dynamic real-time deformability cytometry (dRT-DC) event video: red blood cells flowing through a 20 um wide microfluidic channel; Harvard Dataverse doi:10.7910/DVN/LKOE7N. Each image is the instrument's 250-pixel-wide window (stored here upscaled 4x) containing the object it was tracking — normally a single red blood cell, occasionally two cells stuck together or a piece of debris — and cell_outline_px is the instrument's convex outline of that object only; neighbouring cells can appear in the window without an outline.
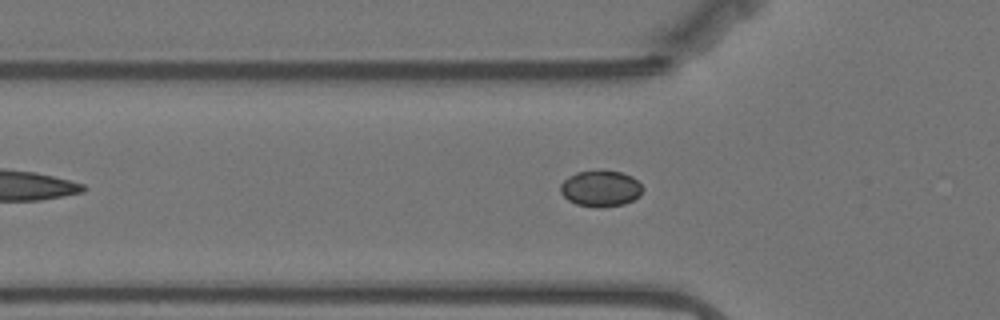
{"species": "Egyptian fruit bat (a non-hibernating species)", "species_latin": "Rousettus aegyptiacus", "temperature_condition": "warm", "stored_images_in_passage": 19, "camera_frame_rate_fps": 3000, "um_per_image_px": 0.085, "animal": {"sex": "female"}, "frame": {"image": 1, "passage_image": 6, "time_ms": 1.667, "image_size_px": [1000, 320], "cell_outline_px": [[644, 188], [640, 196], [624, 204], [600, 208], [596, 208], [576, 204], [568, 200], [560, 192], [560, 184], [568, 176], [576, 172], [620, 172], [632, 176]], "centroid_in_image_um": [51.05, 16.05], "position_along_channel_um": 74.8, "area_um2": 17.17}}
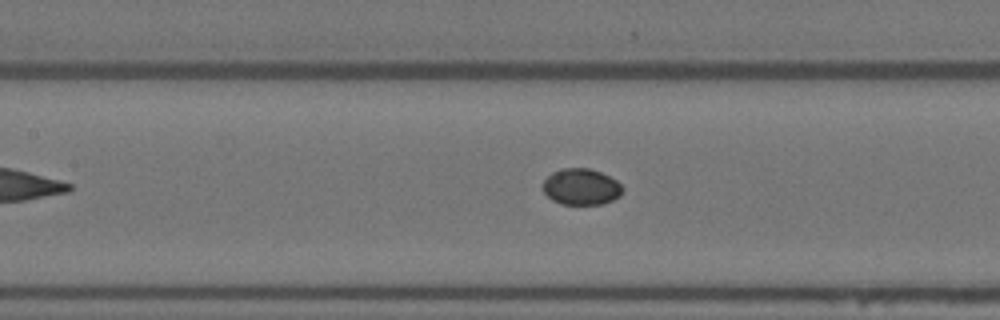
{"frame": {"image": 2, "passage_image": 13, "time_ms": 4.0, "image_size_px": [1000, 320], "cell_outline_px": [[624, 188], [620, 196], [604, 204], [560, 204], [552, 200], [544, 192], [540, 184], [552, 172], [560, 168], [588, 168], [600, 172], [616, 180]], "centroid_in_image_um": [49.37, 15.88], "position_along_channel_um": 158.0, "area_um2": 16.99}}
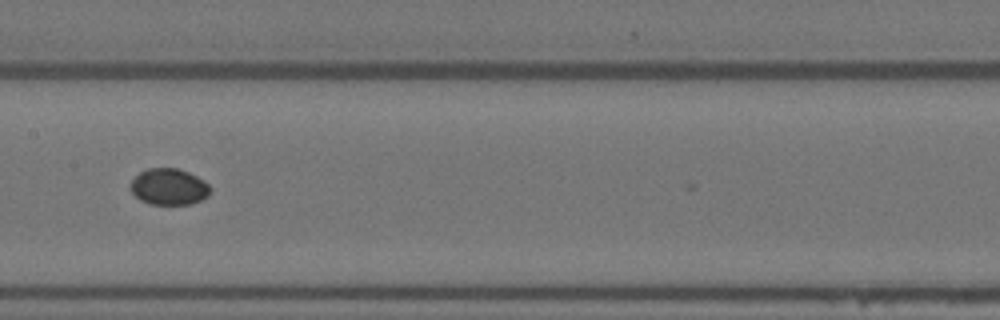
{"frame": {"image": 3, "passage_image": 16, "time_ms": 5.0, "image_size_px": [1000, 320], "cell_outline_px": [[212, 188], [208, 196], [192, 204], [148, 204], [140, 200], [128, 188], [128, 184], [140, 172], [148, 168], [176, 168], [188, 172], [204, 180]], "centroid_in_image_um": [14.34, 15.88], "position_along_channel_um": 193.1, "area_um2": 17.05}}